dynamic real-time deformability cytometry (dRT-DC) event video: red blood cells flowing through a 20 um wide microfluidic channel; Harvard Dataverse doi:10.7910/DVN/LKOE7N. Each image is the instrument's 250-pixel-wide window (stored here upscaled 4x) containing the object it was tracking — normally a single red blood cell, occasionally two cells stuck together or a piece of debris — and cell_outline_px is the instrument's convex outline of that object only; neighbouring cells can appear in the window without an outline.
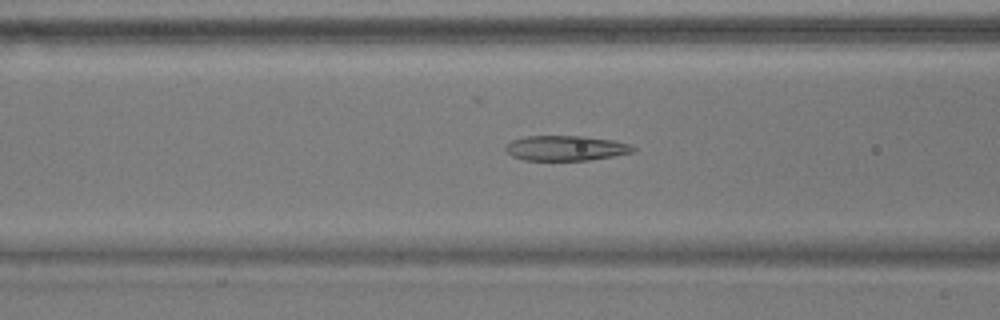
{"species": "common noctule bat (a hibernating species)", "species_latin": "Nyctalus noctula", "temperature_condition": "warm", "stored_images_in_passage": 47, "camera_frame_rate_fps": 3000, "um_per_image_px": 0.085, "animal": {"sex": "male", "body_mass_g": 17.9}, "frame": {"image": 1, "passage_image": 20, "time_ms": 6.333, "image_size_px": [1000, 320], "cell_outline_px": [[636, 152], [588, 160], [524, 160], [512, 156], [504, 148], [512, 140], [524, 136], [584, 136], [612, 140], [628, 144], [636, 148]], "centroid_in_image_um": [48.1, 12.59], "position_along_channel_um": 118.5, "area_um2": 18.55}}
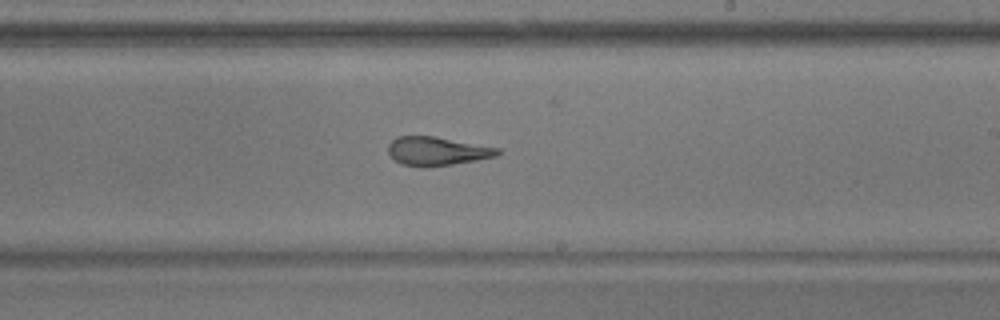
{"frame": {"image": 2, "passage_image": 31, "time_ms": 10.0, "image_size_px": [1000, 320], "cell_outline_px": [[500, 152], [496, 156], [476, 160], [452, 164], [424, 168], [400, 164], [388, 152], [388, 144], [396, 136], [432, 136], [500, 148]], "centroid_in_image_um": [37.11, 12.85], "position_along_channel_um": 251.9, "area_um2": 18.21}}
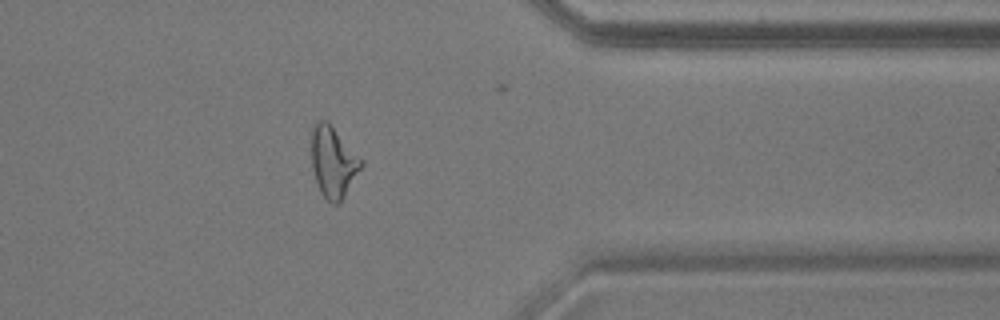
{"frame": {"image": 3, "passage_image": 43, "time_ms": 14.0, "image_size_px": [1000, 320], "cell_outline_px": [[364, 164], [344, 196], [336, 204], [332, 204], [320, 192], [312, 168], [312, 128], [316, 120], [328, 120], [332, 124], [364, 160]], "centroid_in_image_um": [28.34, 13.71], "position_along_channel_um": 383.1, "area_um2": 20.69}, "authors_computed_cell_mechanics": {"area_um2": 20.0566, "velocity_mm_per_s": 3.6371, "shape_relaxation_time_tau1_ms": null, "shape_relaxation_time_tau2_ms": 1.9439, "deformation_change_tau1": null, "deformation_change_tau2": 0.1154}}